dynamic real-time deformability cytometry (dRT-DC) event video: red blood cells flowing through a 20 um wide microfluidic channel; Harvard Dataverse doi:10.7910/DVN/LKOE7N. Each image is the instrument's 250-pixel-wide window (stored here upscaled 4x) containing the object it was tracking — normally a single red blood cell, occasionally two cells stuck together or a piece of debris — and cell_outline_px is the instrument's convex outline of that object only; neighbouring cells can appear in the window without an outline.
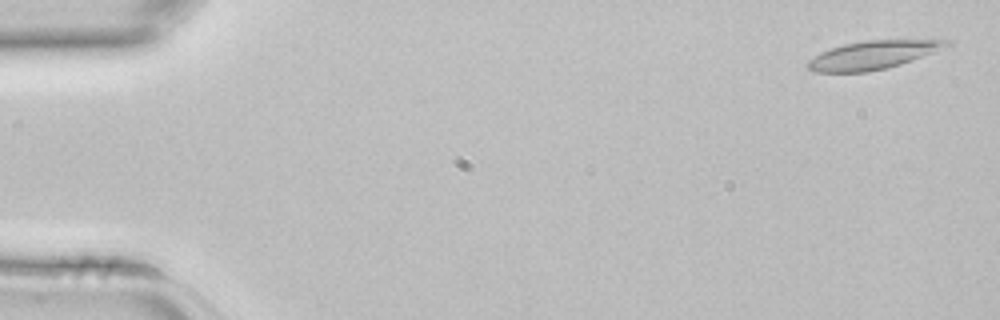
{"species": "common noctule bat (a hibernating species)", "species_latin": "Nyctalus noctula", "temperature_condition": "room temperature", "stored_images_in_passage": 4, "camera_frame_rate_fps": 3000, "um_per_image_px": 0.085, "animal": {"sex": "female", "body_mass_g": 22.7, "forearm_length_mm": 54.2}, "frame": {"image": 1, "passage_image": 1, "time_ms": 0.0, "image_size_px": [1000, 320], "cell_outline_px": [[952, 44], [912, 60], [900, 64], [868, 72], [812, 72], [804, 64], [808, 60], [820, 52], [844, 44], [864, 40], [948, 40]], "centroid_in_image_um": [74.1, 4.68], "position_along_channel_um": 10.9, "area_um2": 22.66}}
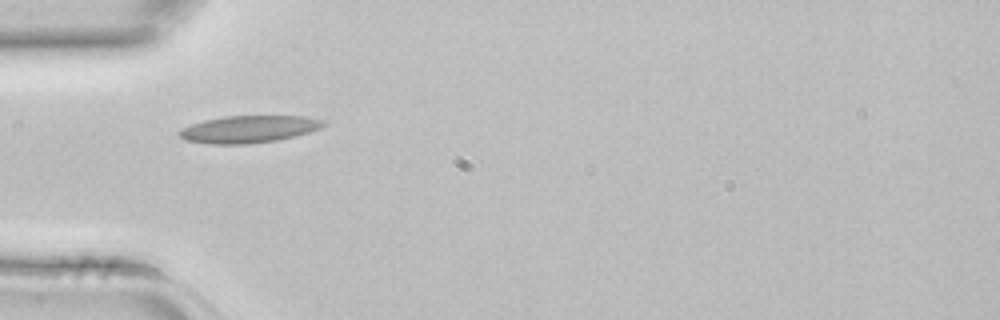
{"frame": {"image": 2, "passage_image": 4, "time_ms": 1.0, "image_size_px": [1000, 320], "cell_outline_px": [[328, 124], [320, 128], [296, 136], [276, 140], [248, 144], [208, 144], [184, 140], [176, 132], [180, 128], [204, 120], [224, 116], [304, 116], [324, 120]], "centroid_in_image_um": [21.12, 10.98], "position_along_channel_um": 63.9, "area_um2": 23.0}}